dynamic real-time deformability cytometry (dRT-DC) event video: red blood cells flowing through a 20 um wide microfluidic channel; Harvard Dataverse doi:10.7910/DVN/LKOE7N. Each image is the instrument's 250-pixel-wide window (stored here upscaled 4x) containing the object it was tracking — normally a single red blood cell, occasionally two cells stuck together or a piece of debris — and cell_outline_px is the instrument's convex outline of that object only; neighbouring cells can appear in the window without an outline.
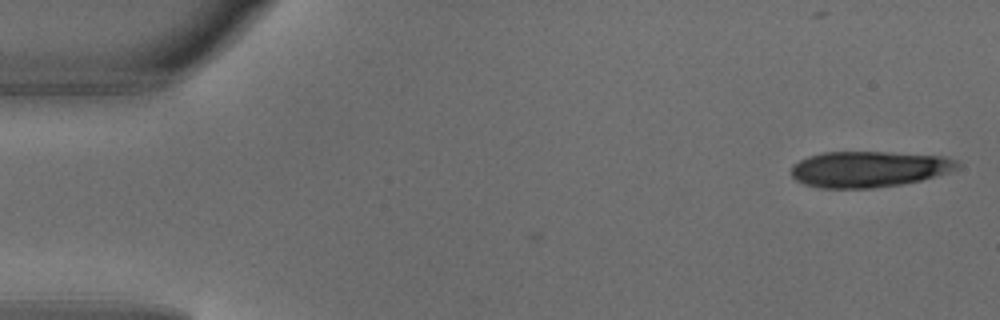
{"species": "common noctule bat (a hibernating species)", "species_latin": "Nyctalus noctula", "temperature_condition": "warm", "stored_images_in_passage": 5, "segment_of_instrument_passage": [2, 2], "camera_frame_rate_fps": 3000, "um_per_image_px": 0.085, "animal": {"sex": "male", "body_mass_g": 18.8}, "frame": {"image": 1, "passage_image": 5, "time_ms": 1.333, "image_size_px": [1000, 320], "cell_outline_px": [[964, 164], [960, 168], [936, 176], [904, 184], [872, 188], [820, 188], [804, 184], [796, 180], [792, 176], [792, 164], [808, 156], [824, 152], [884, 152], [948, 156]], "centroid_in_image_um": [73.9, 14.37], "position_along_channel_um": 11.1, "area_um2": 35.14}}